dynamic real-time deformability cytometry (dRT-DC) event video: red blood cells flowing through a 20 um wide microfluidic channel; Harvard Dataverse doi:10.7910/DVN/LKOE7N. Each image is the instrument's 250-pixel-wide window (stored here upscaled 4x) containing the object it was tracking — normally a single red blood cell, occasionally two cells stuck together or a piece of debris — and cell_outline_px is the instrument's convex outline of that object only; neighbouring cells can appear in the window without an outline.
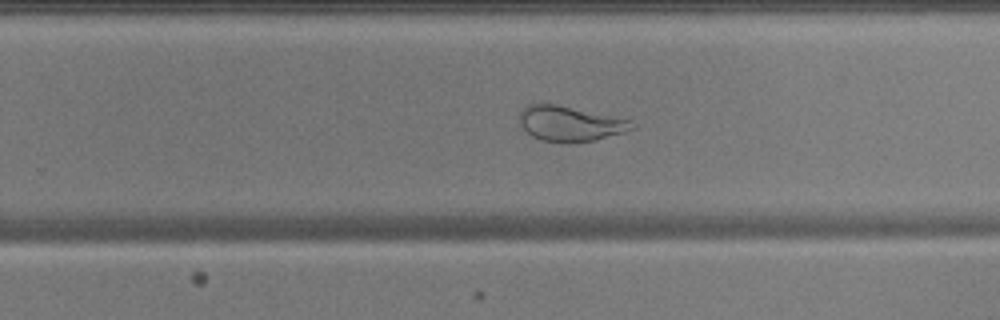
{"species": "common noctule bat (a hibernating species)", "species_latin": "Nyctalus noctula", "temperature_condition": "warm", "stored_images_in_passage": 43, "camera_frame_rate_fps": 3000, "um_per_image_px": 0.085, "animal": {"sex": "male", "body_mass_g": 17.9, "forearm_length_mm": 54.2}, "frame": {"image": 1, "passage_image": 25, "time_ms": 8.0, "image_size_px": [1000, 320], "cell_outline_px": [[636, 128], [624, 132], [592, 140], [540, 140], [532, 136], [520, 124], [516, 116], [524, 104], [556, 104], [628, 120]], "centroid_in_image_um": [48.34, 10.46], "position_along_channel_um": 281.5, "area_um2": 22.2}}